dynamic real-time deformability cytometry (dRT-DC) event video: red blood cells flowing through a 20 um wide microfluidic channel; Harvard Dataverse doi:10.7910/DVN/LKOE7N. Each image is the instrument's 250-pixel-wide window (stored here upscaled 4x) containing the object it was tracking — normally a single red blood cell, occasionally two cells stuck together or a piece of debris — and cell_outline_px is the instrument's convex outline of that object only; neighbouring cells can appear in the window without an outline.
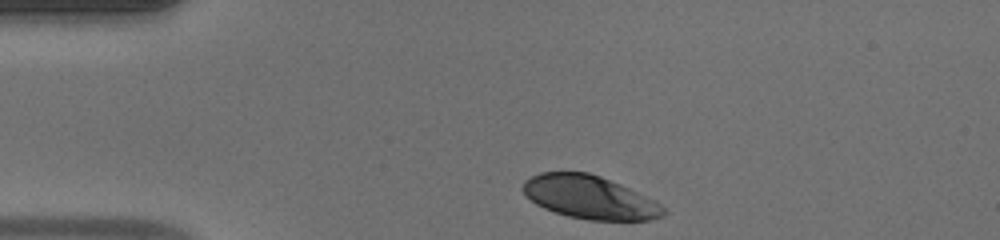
{"species": "human", "species_latin": "Homo sapiens", "temperature_condition": "warm", "stored_images_in_passage": 33, "camera_frame_rate_fps": 3000, "um_per_image_px": 0.085, "donor": {"sex": "male"}, "frame": {"image": 1, "passage_image": 1, "time_ms": 0.0, "image_size_px": [1000, 240], "cell_outline_px": [[664, 216], [652, 220], [588, 220], [568, 216], [544, 208], [536, 204], [524, 192], [524, 180], [540, 172], [588, 172], [600, 176], [620, 184], [660, 204], [664, 208]], "centroid_in_image_um": [50.12, 16.77], "position_along_channel_um": 34.9, "area_um2": 34.85}}
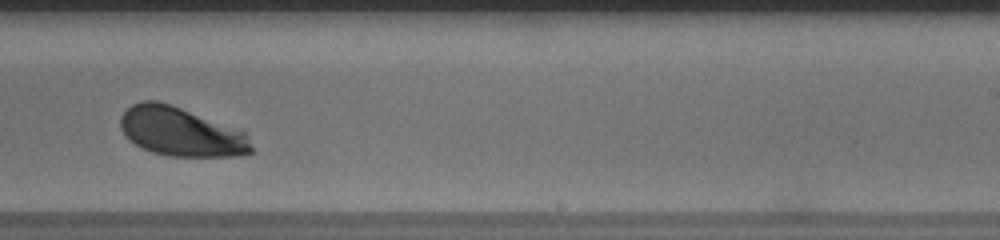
{"frame": {"image": 2, "passage_image": 22, "time_ms": 7.0, "image_size_px": [1000, 240], "cell_outline_px": [[252, 152], [244, 156], [168, 156], [152, 152], [128, 140], [120, 128], [120, 116], [132, 104], [140, 100], [156, 100], [172, 104], [248, 132], [252, 148]], "centroid_in_image_um": [15.4, 11.19], "position_along_channel_um": 273.6, "area_um2": 37.8}}
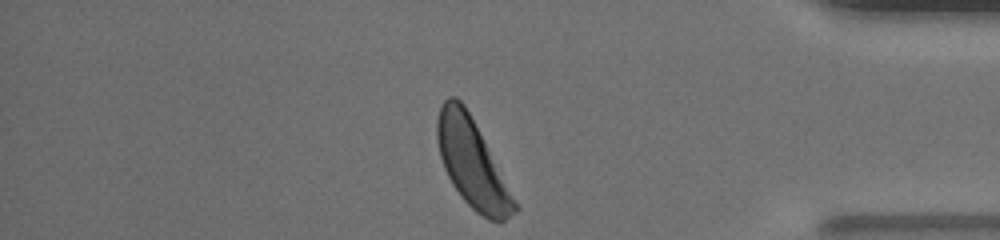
{"frame": {"image": 3, "passage_image": 33, "time_ms": 10.667, "image_size_px": [1000, 240], "cell_outline_px": [[520, 208], [516, 212], [500, 224], [488, 220], [476, 212], [464, 200], [452, 184], [444, 168], [440, 156], [436, 140], [436, 120], [440, 108], [444, 100], [448, 96], [456, 96], [464, 104]], "centroid_in_image_um": [40.12, 13.91], "position_along_channel_um": 395.1, "area_um2": 39.3}, "authors_computed_cell_mechanics": {"area_um2": 37.4544, "velocity_mm_per_s": 4.0693, "shape_relaxation_time_tau1_ms": 1.5336, "shape_relaxation_time_tau2_ms": null, "deformation_change_tau1": 0.1224, "deformation_change_tau2": null}}